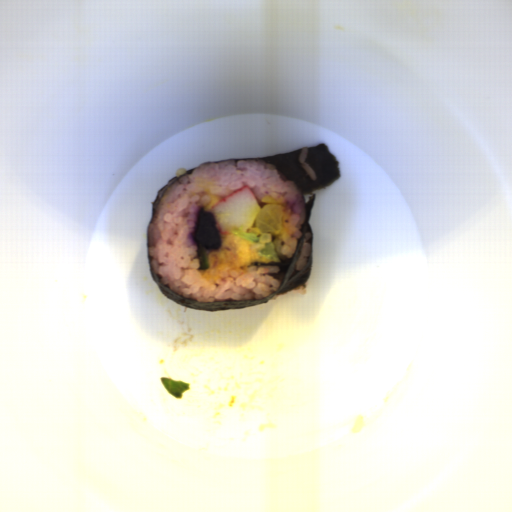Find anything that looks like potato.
I'll return each instance as SVG.
<instances>
[{
  "label": "potato",
  "mask_w": 512,
  "mask_h": 512,
  "mask_svg": "<svg viewBox=\"0 0 512 512\" xmlns=\"http://www.w3.org/2000/svg\"><path fill=\"white\" fill-rule=\"evenodd\" d=\"M187 237L194 246H203L207 250H217L223 245V235L215 215L202 205L196 208L193 230Z\"/></svg>",
  "instance_id": "1"
},
{
  "label": "potato",
  "mask_w": 512,
  "mask_h": 512,
  "mask_svg": "<svg viewBox=\"0 0 512 512\" xmlns=\"http://www.w3.org/2000/svg\"><path fill=\"white\" fill-rule=\"evenodd\" d=\"M261 202L267 204L259 208L260 211L254 220L255 226L261 230V233L278 235L283 229V208L269 193L262 196Z\"/></svg>",
  "instance_id": "2"
}]
</instances>
